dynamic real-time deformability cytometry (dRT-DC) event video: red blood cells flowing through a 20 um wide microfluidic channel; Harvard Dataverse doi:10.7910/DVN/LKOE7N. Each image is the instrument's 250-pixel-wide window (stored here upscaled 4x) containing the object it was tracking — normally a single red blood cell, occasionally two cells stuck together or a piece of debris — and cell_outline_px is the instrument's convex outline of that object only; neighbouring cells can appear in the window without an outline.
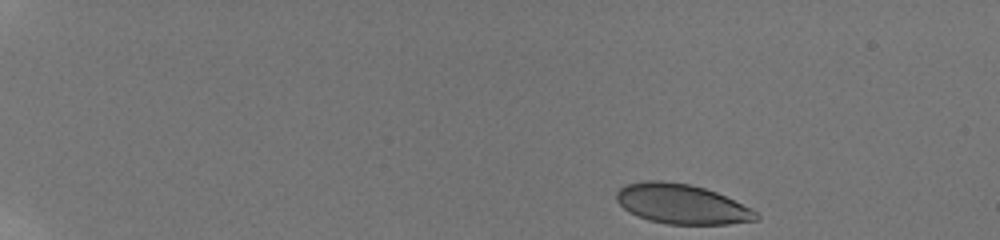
{"species": "human", "species_latin": "Homo sapiens", "temperature_condition": "room temperature", "stored_images_in_passage": 24, "camera_frame_rate_fps": 3000, "um_per_image_px": 0.085, "donor": {"sex": "male"}, "frame": {"image": 1, "passage_image": 1, "time_ms": 0.0, "image_size_px": [1000, 240], "cell_outline_px": [[760, 216], [756, 220], [728, 224], [668, 224], [648, 220], [636, 216], [628, 212], [616, 200], [616, 192], [624, 184], [644, 180], [664, 180], [688, 184], [704, 188], [716, 192], [752, 208]], "centroid_in_image_um": [57.91, 17.33], "position_along_channel_um": 27.1, "area_um2": 32.54}}
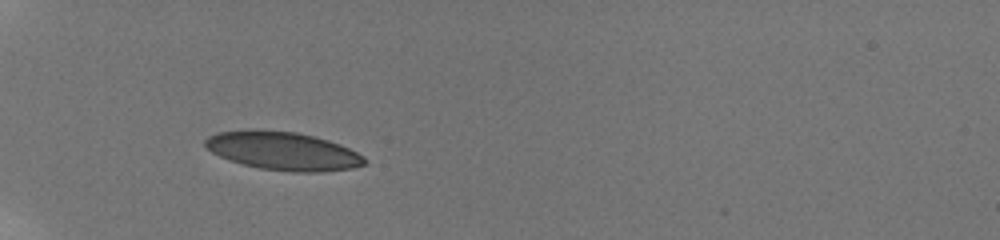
{"frame": {"image": 2, "passage_image": 23, "time_ms": 4.0, "image_size_px": [1000, 240], "cell_outline_px": [[368, 164], [352, 168], [320, 172], [292, 172], [260, 168], [228, 160], [204, 148], [204, 140], [208, 136], [216, 132], [296, 132], [328, 140], [340, 144], [364, 156], [368, 160]], "centroid_in_image_um": [24.11, 12.87], "position_along_channel_um": 60.9, "area_um2": 34.85}}